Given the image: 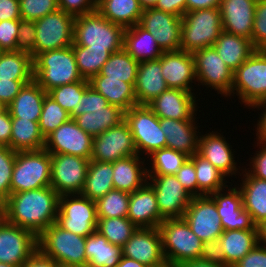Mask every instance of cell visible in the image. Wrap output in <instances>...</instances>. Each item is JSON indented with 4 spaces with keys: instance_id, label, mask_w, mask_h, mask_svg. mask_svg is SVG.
<instances>
[{
    "instance_id": "obj_1",
    "label": "cell",
    "mask_w": 266,
    "mask_h": 267,
    "mask_svg": "<svg viewBox=\"0 0 266 267\" xmlns=\"http://www.w3.org/2000/svg\"><path fill=\"white\" fill-rule=\"evenodd\" d=\"M59 197L51 186L10 194L3 204V218L38 237L56 222Z\"/></svg>"
},
{
    "instance_id": "obj_2",
    "label": "cell",
    "mask_w": 266,
    "mask_h": 267,
    "mask_svg": "<svg viewBox=\"0 0 266 267\" xmlns=\"http://www.w3.org/2000/svg\"><path fill=\"white\" fill-rule=\"evenodd\" d=\"M125 28L107 20L97 10L74 18L72 46L108 49L111 53L123 49Z\"/></svg>"
},
{
    "instance_id": "obj_3",
    "label": "cell",
    "mask_w": 266,
    "mask_h": 267,
    "mask_svg": "<svg viewBox=\"0 0 266 267\" xmlns=\"http://www.w3.org/2000/svg\"><path fill=\"white\" fill-rule=\"evenodd\" d=\"M33 77L46 92L82 81L72 45L37 54L33 58Z\"/></svg>"
},
{
    "instance_id": "obj_4",
    "label": "cell",
    "mask_w": 266,
    "mask_h": 267,
    "mask_svg": "<svg viewBox=\"0 0 266 267\" xmlns=\"http://www.w3.org/2000/svg\"><path fill=\"white\" fill-rule=\"evenodd\" d=\"M86 237L61 228L56 222L38 237V249L60 266L87 267Z\"/></svg>"
},
{
    "instance_id": "obj_5",
    "label": "cell",
    "mask_w": 266,
    "mask_h": 267,
    "mask_svg": "<svg viewBox=\"0 0 266 267\" xmlns=\"http://www.w3.org/2000/svg\"><path fill=\"white\" fill-rule=\"evenodd\" d=\"M158 229L167 263L176 266L186 261L200 259L203 242L192 232L184 218L165 219Z\"/></svg>"
},
{
    "instance_id": "obj_6",
    "label": "cell",
    "mask_w": 266,
    "mask_h": 267,
    "mask_svg": "<svg viewBox=\"0 0 266 267\" xmlns=\"http://www.w3.org/2000/svg\"><path fill=\"white\" fill-rule=\"evenodd\" d=\"M222 31L219 7L186 12L182 16L181 50L193 53L213 47Z\"/></svg>"
},
{
    "instance_id": "obj_7",
    "label": "cell",
    "mask_w": 266,
    "mask_h": 267,
    "mask_svg": "<svg viewBox=\"0 0 266 267\" xmlns=\"http://www.w3.org/2000/svg\"><path fill=\"white\" fill-rule=\"evenodd\" d=\"M11 194L51 184V154L46 149L16 152Z\"/></svg>"
},
{
    "instance_id": "obj_8",
    "label": "cell",
    "mask_w": 266,
    "mask_h": 267,
    "mask_svg": "<svg viewBox=\"0 0 266 267\" xmlns=\"http://www.w3.org/2000/svg\"><path fill=\"white\" fill-rule=\"evenodd\" d=\"M232 93H237L239 100L249 108L266 100V55L261 50H255L233 72V85L229 97L233 96Z\"/></svg>"
},
{
    "instance_id": "obj_9",
    "label": "cell",
    "mask_w": 266,
    "mask_h": 267,
    "mask_svg": "<svg viewBox=\"0 0 266 267\" xmlns=\"http://www.w3.org/2000/svg\"><path fill=\"white\" fill-rule=\"evenodd\" d=\"M134 138L137 154L151 155L154 151L166 148V136L160 127V119L147 105H136L124 112ZM142 152V154H141Z\"/></svg>"
},
{
    "instance_id": "obj_10",
    "label": "cell",
    "mask_w": 266,
    "mask_h": 267,
    "mask_svg": "<svg viewBox=\"0 0 266 267\" xmlns=\"http://www.w3.org/2000/svg\"><path fill=\"white\" fill-rule=\"evenodd\" d=\"M96 201L82 194L59 197L56 223L63 229L87 237L97 229Z\"/></svg>"
},
{
    "instance_id": "obj_11",
    "label": "cell",
    "mask_w": 266,
    "mask_h": 267,
    "mask_svg": "<svg viewBox=\"0 0 266 267\" xmlns=\"http://www.w3.org/2000/svg\"><path fill=\"white\" fill-rule=\"evenodd\" d=\"M74 16L58 9L35 21V56L73 44Z\"/></svg>"
},
{
    "instance_id": "obj_12",
    "label": "cell",
    "mask_w": 266,
    "mask_h": 267,
    "mask_svg": "<svg viewBox=\"0 0 266 267\" xmlns=\"http://www.w3.org/2000/svg\"><path fill=\"white\" fill-rule=\"evenodd\" d=\"M89 160L67 154H51L50 186L61 196L81 194L88 171Z\"/></svg>"
},
{
    "instance_id": "obj_13",
    "label": "cell",
    "mask_w": 266,
    "mask_h": 267,
    "mask_svg": "<svg viewBox=\"0 0 266 267\" xmlns=\"http://www.w3.org/2000/svg\"><path fill=\"white\" fill-rule=\"evenodd\" d=\"M196 81L223 96L231 94L233 71L224 63L214 47L194 51Z\"/></svg>"
},
{
    "instance_id": "obj_14",
    "label": "cell",
    "mask_w": 266,
    "mask_h": 267,
    "mask_svg": "<svg viewBox=\"0 0 266 267\" xmlns=\"http://www.w3.org/2000/svg\"><path fill=\"white\" fill-rule=\"evenodd\" d=\"M148 183L154 189L161 222L165 219L183 218L193 197L181 185L176 176L148 175Z\"/></svg>"
},
{
    "instance_id": "obj_15",
    "label": "cell",
    "mask_w": 266,
    "mask_h": 267,
    "mask_svg": "<svg viewBox=\"0 0 266 267\" xmlns=\"http://www.w3.org/2000/svg\"><path fill=\"white\" fill-rule=\"evenodd\" d=\"M136 154L134 138L125 120L93 138L91 160L115 162Z\"/></svg>"
},
{
    "instance_id": "obj_16",
    "label": "cell",
    "mask_w": 266,
    "mask_h": 267,
    "mask_svg": "<svg viewBox=\"0 0 266 267\" xmlns=\"http://www.w3.org/2000/svg\"><path fill=\"white\" fill-rule=\"evenodd\" d=\"M37 249V237L31 231L0 220V262L21 267Z\"/></svg>"
},
{
    "instance_id": "obj_17",
    "label": "cell",
    "mask_w": 266,
    "mask_h": 267,
    "mask_svg": "<svg viewBox=\"0 0 266 267\" xmlns=\"http://www.w3.org/2000/svg\"><path fill=\"white\" fill-rule=\"evenodd\" d=\"M139 25L155 38L164 52L181 50L182 17L148 8L143 10Z\"/></svg>"
},
{
    "instance_id": "obj_18",
    "label": "cell",
    "mask_w": 266,
    "mask_h": 267,
    "mask_svg": "<svg viewBox=\"0 0 266 267\" xmlns=\"http://www.w3.org/2000/svg\"><path fill=\"white\" fill-rule=\"evenodd\" d=\"M92 146L93 137L70 119L45 138L44 149L50 154H67L91 159Z\"/></svg>"
},
{
    "instance_id": "obj_19",
    "label": "cell",
    "mask_w": 266,
    "mask_h": 267,
    "mask_svg": "<svg viewBox=\"0 0 266 267\" xmlns=\"http://www.w3.org/2000/svg\"><path fill=\"white\" fill-rule=\"evenodd\" d=\"M183 218L202 242L218 239L224 232L216 202L210 195L193 197Z\"/></svg>"
},
{
    "instance_id": "obj_20",
    "label": "cell",
    "mask_w": 266,
    "mask_h": 267,
    "mask_svg": "<svg viewBox=\"0 0 266 267\" xmlns=\"http://www.w3.org/2000/svg\"><path fill=\"white\" fill-rule=\"evenodd\" d=\"M122 255L148 267H159L165 264L166 260L158 227L137 228L122 246Z\"/></svg>"
},
{
    "instance_id": "obj_21",
    "label": "cell",
    "mask_w": 266,
    "mask_h": 267,
    "mask_svg": "<svg viewBox=\"0 0 266 267\" xmlns=\"http://www.w3.org/2000/svg\"><path fill=\"white\" fill-rule=\"evenodd\" d=\"M227 189L228 193L221 189L210 195L216 202L223 230H257L251 214L244 209L239 187Z\"/></svg>"
},
{
    "instance_id": "obj_22",
    "label": "cell",
    "mask_w": 266,
    "mask_h": 267,
    "mask_svg": "<svg viewBox=\"0 0 266 267\" xmlns=\"http://www.w3.org/2000/svg\"><path fill=\"white\" fill-rule=\"evenodd\" d=\"M194 95L182 89L168 88L147 106L159 119L195 120L197 101Z\"/></svg>"
},
{
    "instance_id": "obj_23",
    "label": "cell",
    "mask_w": 266,
    "mask_h": 267,
    "mask_svg": "<svg viewBox=\"0 0 266 267\" xmlns=\"http://www.w3.org/2000/svg\"><path fill=\"white\" fill-rule=\"evenodd\" d=\"M161 57L162 76L169 88L192 92L196 79L193 54L184 50L165 51Z\"/></svg>"
},
{
    "instance_id": "obj_24",
    "label": "cell",
    "mask_w": 266,
    "mask_h": 267,
    "mask_svg": "<svg viewBox=\"0 0 266 267\" xmlns=\"http://www.w3.org/2000/svg\"><path fill=\"white\" fill-rule=\"evenodd\" d=\"M257 0H221L223 31L251 40Z\"/></svg>"
},
{
    "instance_id": "obj_25",
    "label": "cell",
    "mask_w": 266,
    "mask_h": 267,
    "mask_svg": "<svg viewBox=\"0 0 266 267\" xmlns=\"http://www.w3.org/2000/svg\"><path fill=\"white\" fill-rule=\"evenodd\" d=\"M127 217L137 228L159 227L161 214L153 187L147 182L130 193Z\"/></svg>"
},
{
    "instance_id": "obj_26",
    "label": "cell",
    "mask_w": 266,
    "mask_h": 267,
    "mask_svg": "<svg viewBox=\"0 0 266 267\" xmlns=\"http://www.w3.org/2000/svg\"><path fill=\"white\" fill-rule=\"evenodd\" d=\"M220 133L211 132L200 135L198 140V154L208 160L226 177L236 175L237 166L230 146Z\"/></svg>"
},
{
    "instance_id": "obj_27",
    "label": "cell",
    "mask_w": 266,
    "mask_h": 267,
    "mask_svg": "<svg viewBox=\"0 0 266 267\" xmlns=\"http://www.w3.org/2000/svg\"><path fill=\"white\" fill-rule=\"evenodd\" d=\"M165 134L166 147L192 157L198 152L199 130L195 120L160 119Z\"/></svg>"
},
{
    "instance_id": "obj_28",
    "label": "cell",
    "mask_w": 266,
    "mask_h": 267,
    "mask_svg": "<svg viewBox=\"0 0 266 267\" xmlns=\"http://www.w3.org/2000/svg\"><path fill=\"white\" fill-rule=\"evenodd\" d=\"M161 72V57L139 63L135 83L137 105H148L169 88Z\"/></svg>"
},
{
    "instance_id": "obj_29",
    "label": "cell",
    "mask_w": 266,
    "mask_h": 267,
    "mask_svg": "<svg viewBox=\"0 0 266 267\" xmlns=\"http://www.w3.org/2000/svg\"><path fill=\"white\" fill-rule=\"evenodd\" d=\"M144 161L136 154L113 162L114 189L132 193L143 187L148 182V169L142 166Z\"/></svg>"
},
{
    "instance_id": "obj_30",
    "label": "cell",
    "mask_w": 266,
    "mask_h": 267,
    "mask_svg": "<svg viewBox=\"0 0 266 267\" xmlns=\"http://www.w3.org/2000/svg\"><path fill=\"white\" fill-rule=\"evenodd\" d=\"M47 92L33 79L7 106L11 118L39 121Z\"/></svg>"
},
{
    "instance_id": "obj_31",
    "label": "cell",
    "mask_w": 266,
    "mask_h": 267,
    "mask_svg": "<svg viewBox=\"0 0 266 267\" xmlns=\"http://www.w3.org/2000/svg\"><path fill=\"white\" fill-rule=\"evenodd\" d=\"M90 85L102 94L109 104L119 107L124 112L137 105L135 83H126L121 79H107V76L96 75Z\"/></svg>"
},
{
    "instance_id": "obj_32",
    "label": "cell",
    "mask_w": 266,
    "mask_h": 267,
    "mask_svg": "<svg viewBox=\"0 0 266 267\" xmlns=\"http://www.w3.org/2000/svg\"><path fill=\"white\" fill-rule=\"evenodd\" d=\"M123 49L139 63L156 60L164 52L155 38L139 24L125 28Z\"/></svg>"
},
{
    "instance_id": "obj_33",
    "label": "cell",
    "mask_w": 266,
    "mask_h": 267,
    "mask_svg": "<svg viewBox=\"0 0 266 267\" xmlns=\"http://www.w3.org/2000/svg\"><path fill=\"white\" fill-rule=\"evenodd\" d=\"M213 47L233 72L256 50L251 40L225 31L221 32Z\"/></svg>"
},
{
    "instance_id": "obj_34",
    "label": "cell",
    "mask_w": 266,
    "mask_h": 267,
    "mask_svg": "<svg viewBox=\"0 0 266 267\" xmlns=\"http://www.w3.org/2000/svg\"><path fill=\"white\" fill-rule=\"evenodd\" d=\"M243 171L245 172L244 179L242 178L239 188L242 194V204L244 209L251 214L253 222L258 225L266 220V180L253 177L247 169Z\"/></svg>"
},
{
    "instance_id": "obj_35",
    "label": "cell",
    "mask_w": 266,
    "mask_h": 267,
    "mask_svg": "<svg viewBox=\"0 0 266 267\" xmlns=\"http://www.w3.org/2000/svg\"><path fill=\"white\" fill-rule=\"evenodd\" d=\"M221 243L225 266L238 263L258 244L257 230H227L218 238Z\"/></svg>"
},
{
    "instance_id": "obj_36",
    "label": "cell",
    "mask_w": 266,
    "mask_h": 267,
    "mask_svg": "<svg viewBox=\"0 0 266 267\" xmlns=\"http://www.w3.org/2000/svg\"><path fill=\"white\" fill-rule=\"evenodd\" d=\"M87 267H116L122 258V247L113 245L98 231L86 237Z\"/></svg>"
},
{
    "instance_id": "obj_37",
    "label": "cell",
    "mask_w": 266,
    "mask_h": 267,
    "mask_svg": "<svg viewBox=\"0 0 266 267\" xmlns=\"http://www.w3.org/2000/svg\"><path fill=\"white\" fill-rule=\"evenodd\" d=\"M96 10L110 22L124 28L139 24L143 13L138 0H97Z\"/></svg>"
},
{
    "instance_id": "obj_38",
    "label": "cell",
    "mask_w": 266,
    "mask_h": 267,
    "mask_svg": "<svg viewBox=\"0 0 266 267\" xmlns=\"http://www.w3.org/2000/svg\"><path fill=\"white\" fill-rule=\"evenodd\" d=\"M113 162L89 160L85 185L81 194L93 201H97L107 192L114 189Z\"/></svg>"
},
{
    "instance_id": "obj_39",
    "label": "cell",
    "mask_w": 266,
    "mask_h": 267,
    "mask_svg": "<svg viewBox=\"0 0 266 267\" xmlns=\"http://www.w3.org/2000/svg\"><path fill=\"white\" fill-rule=\"evenodd\" d=\"M76 124L93 138L124 120V111L109 104L100 110L86 112L73 119Z\"/></svg>"
},
{
    "instance_id": "obj_40",
    "label": "cell",
    "mask_w": 266,
    "mask_h": 267,
    "mask_svg": "<svg viewBox=\"0 0 266 267\" xmlns=\"http://www.w3.org/2000/svg\"><path fill=\"white\" fill-rule=\"evenodd\" d=\"M45 138L40 132L39 122L12 118L10 148L16 152L44 149Z\"/></svg>"
},
{
    "instance_id": "obj_41",
    "label": "cell",
    "mask_w": 266,
    "mask_h": 267,
    "mask_svg": "<svg viewBox=\"0 0 266 267\" xmlns=\"http://www.w3.org/2000/svg\"><path fill=\"white\" fill-rule=\"evenodd\" d=\"M33 58L19 51L0 52V80H33Z\"/></svg>"
},
{
    "instance_id": "obj_42",
    "label": "cell",
    "mask_w": 266,
    "mask_h": 267,
    "mask_svg": "<svg viewBox=\"0 0 266 267\" xmlns=\"http://www.w3.org/2000/svg\"><path fill=\"white\" fill-rule=\"evenodd\" d=\"M138 66L139 62L122 49L111 54L97 75L107 76V79H121L126 83H136Z\"/></svg>"
},
{
    "instance_id": "obj_43",
    "label": "cell",
    "mask_w": 266,
    "mask_h": 267,
    "mask_svg": "<svg viewBox=\"0 0 266 267\" xmlns=\"http://www.w3.org/2000/svg\"><path fill=\"white\" fill-rule=\"evenodd\" d=\"M194 167L198 184V196L211 195L228 187L225 175L198 153L194 154ZM225 182V183H224Z\"/></svg>"
},
{
    "instance_id": "obj_44",
    "label": "cell",
    "mask_w": 266,
    "mask_h": 267,
    "mask_svg": "<svg viewBox=\"0 0 266 267\" xmlns=\"http://www.w3.org/2000/svg\"><path fill=\"white\" fill-rule=\"evenodd\" d=\"M78 71L81 77L90 81L99 74L103 64L110 58L108 49L89 48L88 46H72Z\"/></svg>"
},
{
    "instance_id": "obj_45",
    "label": "cell",
    "mask_w": 266,
    "mask_h": 267,
    "mask_svg": "<svg viewBox=\"0 0 266 267\" xmlns=\"http://www.w3.org/2000/svg\"><path fill=\"white\" fill-rule=\"evenodd\" d=\"M97 229L110 243L122 247L137 227L128 217L97 218Z\"/></svg>"
},
{
    "instance_id": "obj_46",
    "label": "cell",
    "mask_w": 266,
    "mask_h": 267,
    "mask_svg": "<svg viewBox=\"0 0 266 267\" xmlns=\"http://www.w3.org/2000/svg\"><path fill=\"white\" fill-rule=\"evenodd\" d=\"M149 157L152 167L147 170L148 175H175L189 158L186 154L167 147L154 151L147 158Z\"/></svg>"
},
{
    "instance_id": "obj_47",
    "label": "cell",
    "mask_w": 266,
    "mask_h": 267,
    "mask_svg": "<svg viewBox=\"0 0 266 267\" xmlns=\"http://www.w3.org/2000/svg\"><path fill=\"white\" fill-rule=\"evenodd\" d=\"M130 193L112 189L96 201L97 218L127 217Z\"/></svg>"
},
{
    "instance_id": "obj_48",
    "label": "cell",
    "mask_w": 266,
    "mask_h": 267,
    "mask_svg": "<svg viewBox=\"0 0 266 267\" xmlns=\"http://www.w3.org/2000/svg\"><path fill=\"white\" fill-rule=\"evenodd\" d=\"M71 119L70 114L64 110L48 94L44 97L43 108L39 119V129L44 138L51 134L63 123Z\"/></svg>"
},
{
    "instance_id": "obj_49",
    "label": "cell",
    "mask_w": 266,
    "mask_h": 267,
    "mask_svg": "<svg viewBox=\"0 0 266 267\" xmlns=\"http://www.w3.org/2000/svg\"><path fill=\"white\" fill-rule=\"evenodd\" d=\"M90 86L88 80L73 82L55 87L47 92L64 110L70 113L82 97V94Z\"/></svg>"
},
{
    "instance_id": "obj_50",
    "label": "cell",
    "mask_w": 266,
    "mask_h": 267,
    "mask_svg": "<svg viewBox=\"0 0 266 267\" xmlns=\"http://www.w3.org/2000/svg\"><path fill=\"white\" fill-rule=\"evenodd\" d=\"M16 159V151L8 146H0V203L4 204L11 194V179Z\"/></svg>"
},
{
    "instance_id": "obj_51",
    "label": "cell",
    "mask_w": 266,
    "mask_h": 267,
    "mask_svg": "<svg viewBox=\"0 0 266 267\" xmlns=\"http://www.w3.org/2000/svg\"><path fill=\"white\" fill-rule=\"evenodd\" d=\"M21 19L36 21L59 9L58 0H19Z\"/></svg>"
},
{
    "instance_id": "obj_52",
    "label": "cell",
    "mask_w": 266,
    "mask_h": 267,
    "mask_svg": "<svg viewBox=\"0 0 266 267\" xmlns=\"http://www.w3.org/2000/svg\"><path fill=\"white\" fill-rule=\"evenodd\" d=\"M108 105L107 99L90 85L82 94L79 104L69 114L71 119H74L76 116L100 110Z\"/></svg>"
},
{
    "instance_id": "obj_53",
    "label": "cell",
    "mask_w": 266,
    "mask_h": 267,
    "mask_svg": "<svg viewBox=\"0 0 266 267\" xmlns=\"http://www.w3.org/2000/svg\"><path fill=\"white\" fill-rule=\"evenodd\" d=\"M36 25L35 21L19 20L18 37L15 51L28 53L35 57Z\"/></svg>"
},
{
    "instance_id": "obj_54",
    "label": "cell",
    "mask_w": 266,
    "mask_h": 267,
    "mask_svg": "<svg viewBox=\"0 0 266 267\" xmlns=\"http://www.w3.org/2000/svg\"><path fill=\"white\" fill-rule=\"evenodd\" d=\"M252 44L256 50H260L266 44V0L256 2Z\"/></svg>"
},
{
    "instance_id": "obj_55",
    "label": "cell",
    "mask_w": 266,
    "mask_h": 267,
    "mask_svg": "<svg viewBox=\"0 0 266 267\" xmlns=\"http://www.w3.org/2000/svg\"><path fill=\"white\" fill-rule=\"evenodd\" d=\"M181 185L192 197L198 196V184L194 167V155L189 157L175 174Z\"/></svg>"
},
{
    "instance_id": "obj_56",
    "label": "cell",
    "mask_w": 266,
    "mask_h": 267,
    "mask_svg": "<svg viewBox=\"0 0 266 267\" xmlns=\"http://www.w3.org/2000/svg\"><path fill=\"white\" fill-rule=\"evenodd\" d=\"M19 20L0 21V51H15Z\"/></svg>"
},
{
    "instance_id": "obj_57",
    "label": "cell",
    "mask_w": 266,
    "mask_h": 267,
    "mask_svg": "<svg viewBox=\"0 0 266 267\" xmlns=\"http://www.w3.org/2000/svg\"><path fill=\"white\" fill-rule=\"evenodd\" d=\"M59 9L74 17L96 10L97 0H58Z\"/></svg>"
},
{
    "instance_id": "obj_58",
    "label": "cell",
    "mask_w": 266,
    "mask_h": 267,
    "mask_svg": "<svg viewBox=\"0 0 266 267\" xmlns=\"http://www.w3.org/2000/svg\"><path fill=\"white\" fill-rule=\"evenodd\" d=\"M32 80H0V102L8 106L23 86Z\"/></svg>"
},
{
    "instance_id": "obj_59",
    "label": "cell",
    "mask_w": 266,
    "mask_h": 267,
    "mask_svg": "<svg viewBox=\"0 0 266 267\" xmlns=\"http://www.w3.org/2000/svg\"><path fill=\"white\" fill-rule=\"evenodd\" d=\"M200 259L225 265L224 252L218 239L203 242Z\"/></svg>"
},
{
    "instance_id": "obj_60",
    "label": "cell",
    "mask_w": 266,
    "mask_h": 267,
    "mask_svg": "<svg viewBox=\"0 0 266 267\" xmlns=\"http://www.w3.org/2000/svg\"><path fill=\"white\" fill-rule=\"evenodd\" d=\"M235 265L237 267H266V246L258 243Z\"/></svg>"
},
{
    "instance_id": "obj_61",
    "label": "cell",
    "mask_w": 266,
    "mask_h": 267,
    "mask_svg": "<svg viewBox=\"0 0 266 267\" xmlns=\"http://www.w3.org/2000/svg\"><path fill=\"white\" fill-rule=\"evenodd\" d=\"M259 144V145H258ZM262 144V145H261ZM259 151H256V156H253L251 159V168L248 172L253 176L263 180H266V143L257 142Z\"/></svg>"
},
{
    "instance_id": "obj_62",
    "label": "cell",
    "mask_w": 266,
    "mask_h": 267,
    "mask_svg": "<svg viewBox=\"0 0 266 267\" xmlns=\"http://www.w3.org/2000/svg\"><path fill=\"white\" fill-rule=\"evenodd\" d=\"M20 19L19 0H0V21Z\"/></svg>"
},
{
    "instance_id": "obj_63",
    "label": "cell",
    "mask_w": 266,
    "mask_h": 267,
    "mask_svg": "<svg viewBox=\"0 0 266 267\" xmlns=\"http://www.w3.org/2000/svg\"><path fill=\"white\" fill-rule=\"evenodd\" d=\"M154 8L182 17L186 13V0H158Z\"/></svg>"
},
{
    "instance_id": "obj_64",
    "label": "cell",
    "mask_w": 266,
    "mask_h": 267,
    "mask_svg": "<svg viewBox=\"0 0 266 267\" xmlns=\"http://www.w3.org/2000/svg\"><path fill=\"white\" fill-rule=\"evenodd\" d=\"M60 265L53 259L44 255L37 249L21 267H59Z\"/></svg>"
},
{
    "instance_id": "obj_65",
    "label": "cell",
    "mask_w": 266,
    "mask_h": 267,
    "mask_svg": "<svg viewBox=\"0 0 266 267\" xmlns=\"http://www.w3.org/2000/svg\"><path fill=\"white\" fill-rule=\"evenodd\" d=\"M12 118L8 109L0 114V146L10 147Z\"/></svg>"
},
{
    "instance_id": "obj_66",
    "label": "cell",
    "mask_w": 266,
    "mask_h": 267,
    "mask_svg": "<svg viewBox=\"0 0 266 267\" xmlns=\"http://www.w3.org/2000/svg\"><path fill=\"white\" fill-rule=\"evenodd\" d=\"M253 109H255L256 107L259 109H262L263 107V114H261L262 116L259 117L258 123H257V138H258V142L261 143H266V100H263L259 103L254 104L253 106H251ZM262 107V108H261Z\"/></svg>"
},
{
    "instance_id": "obj_67",
    "label": "cell",
    "mask_w": 266,
    "mask_h": 267,
    "mask_svg": "<svg viewBox=\"0 0 266 267\" xmlns=\"http://www.w3.org/2000/svg\"><path fill=\"white\" fill-rule=\"evenodd\" d=\"M221 0H186V12L200 9L218 8Z\"/></svg>"
},
{
    "instance_id": "obj_68",
    "label": "cell",
    "mask_w": 266,
    "mask_h": 267,
    "mask_svg": "<svg viewBox=\"0 0 266 267\" xmlns=\"http://www.w3.org/2000/svg\"><path fill=\"white\" fill-rule=\"evenodd\" d=\"M176 267H229L218 263L208 262L203 259H195L183 262Z\"/></svg>"
},
{
    "instance_id": "obj_69",
    "label": "cell",
    "mask_w": 266,
    "mask_h": 267,
    "mask_svg": "<svg viewBox=\"0 0 266 267\" xmlns=\"http://www.w3.org/2000/svg\"><path fill=\"white\" fill-rule=\"evenodd\" d=\"M116 267H148V266L136 260L122 256Z\"/></svg>"
},
{
    "instance_id": "obj_70",
    "label": "cell",
    "mask_w": 266,
    "mask_h": 267,
    "mask_svg": "<svg viewBox=\"0 0 266 267\" xmlns=\"http://www.w3.org/2000/svg\"><path fill=\"white\" fill-rule=\"evenodd\" d=\"M256 227H257L258 243L266 246V220L260 222Z\"/></svg>"
},
{
    "instance_id": "obj_71",
    "label": "cell",
    "mask_w": 266,
    "mask_h": 267,
    "mask_svg": "<svg viewBox=\"0 0 266 267\" xmlns=\"http://www.w3.org/2000/svg\"><path fill=\"white\" fill-rule=\"evenodd\" d=\"M141 7L144 9L154 8L158 0H138Z\"/></svg>"
},
{
    "instance_id": "obj_72",
    "label": "cell",
    "mask_w": 266,
    "mask_h": 267,
    "mask_svg": "<svg viewBox=\"0 0 266 267\" xmlns=\"http://www.w3.org/2000/svg\"><path fill=\"white\" fill-rule=\"evenodd\" d=\"M7 109V106H5L2 102H0V114L3 113Z\"/></svg>"
},
{
    "instance_id": "obj_73",
    "label": "cell",
    "mask_w": 266,
    "mask_h": 267,
    "mask_svg": "<svg viewBox=\"0 0 266 267\" xmlns=\"http://www.w3.org/2000/svg\"><path fill=\"white\" fill-rule=\"evenodd\" d=\"M0 267H19V266L5 264V263L0 262Z\"/></svg>"
},
{
    "instance_id": "obj_74",
    "label": "cell",
    "mask_w": 266,
    "mask_h": 267,
    "mask_svg": "<svg viewBox=\"0 0 266 267\" xmlns=\"http://www.w3.org/2000/svg\"><path fill=\"white\" fill-rule=\"evenodd\" d=\"M3 218V204L0 203V220Z\"/></svg>"
},
{
    "instance_id": "obj_75",
    "label": "cell",
    "mask_w": 266,
    "mask_h": 267,
    "mask_svg": "<svg viewBox=\"0 0 266 267\" xmlns=\"http://www.w3.org/2000/svg\"><path fill=\"white\" fill-rule=\"evenodd\" d=\"M159 267H176V266L166 262L165 264H163L162 266H159Z\"/></svg>"
},
{
    "instance_id": "obj_76",
    "label": "cell",
    "mask_w": 266,
    "mask_h": 267,
    "mask_svg": "<svg viewBox=\"0 0 266 267\" xmlns=\"http://www.w3.org/2000/svg\"><path fill=\"white\" fill-rule=\"evenodd\" d=\"M260 50L266 55V44Z\"/></svg>"
}]
</instances>
